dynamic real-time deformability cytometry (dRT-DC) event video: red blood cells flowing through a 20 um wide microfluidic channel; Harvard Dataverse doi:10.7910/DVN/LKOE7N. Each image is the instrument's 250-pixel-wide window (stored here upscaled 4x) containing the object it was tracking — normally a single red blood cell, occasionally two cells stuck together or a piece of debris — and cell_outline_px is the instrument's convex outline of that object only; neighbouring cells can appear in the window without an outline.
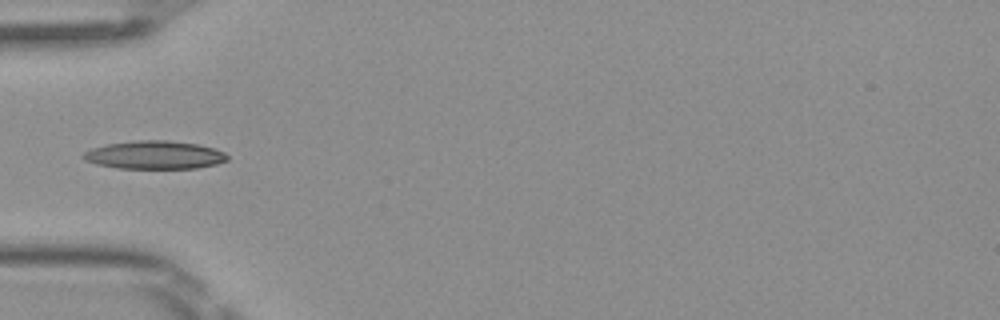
{"species": "Egyptian fruit bat (a non-hibernating species)", "species_latin": "Rousettus aegyptiacus", "temperature_condition": "room temperature", "stored_images_in_passage": 6, "camera_frame_rate_fps": 3000, "um_per_image_px": 0.085, "frame": {"image": 1, "passage_image": 4, "time_ms": 1.0, "image_size_px": [1000, 320], "cell_outline_px": [[228, 160], [216, 164], [196, 168], [116, 168], [96, 164], [84, 160], [80, 156], [84, 152], [92, 148], [108, 144], [136, 140], [168, 140], [196, 144], [212, 148], [224, 152], [228, 156]], "centroid_in_image_um": [13.11, 13.17], "position_along_channel_um": 71.9, "area_um2": 23.58}}
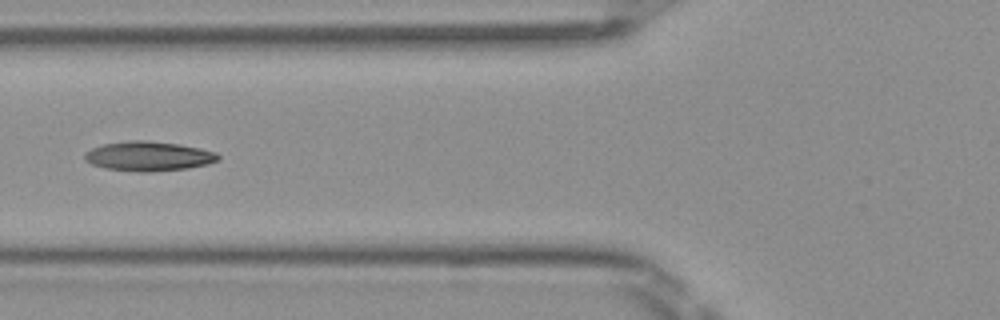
{"frame": {"image": 2, "passage_image": 5, "time_ms": 1.333, "image_size_px": [1000, 320], "cell_outline_px": [[220, 156], [216, 160], [208, 164], [188, 168], [148, 172], [140, 172], [108, 168], [92, 164], [84, 160], [84, 152], [92, 148], [104, 144], [128, 140], [148, 140], [180, 144], [200, 148], [216, 152]], "centroid_in_image_um": [12.62, 13.26], "position_along_channel_um": 113.2, "area_um2": 22.95}}
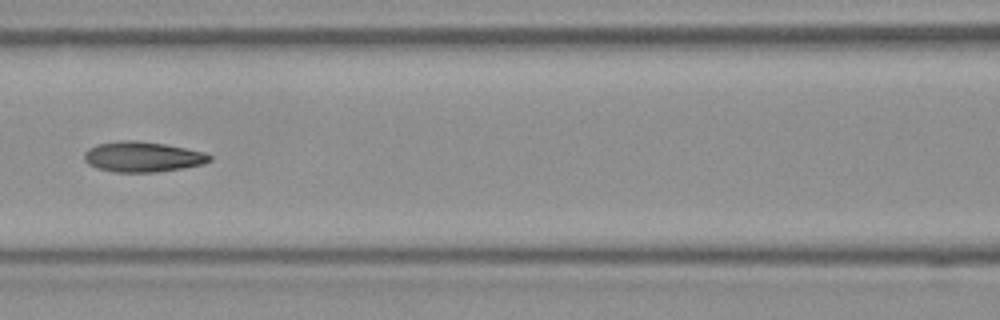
{"frame": {"image": 3, "passage_image": 6, "time_ms": 1.667, "image_size_px": [1000, 320], "cell_outline_px": [[212, 160], [204, 164], [184, 168], [156, 172], [116, 172], [96, 168], [88, 164], [84, 160], [84, 152], [88, 148], [96, 144], [120, 140], [140, 140], [164, 144], [204, 152], [212, 156]], "centroid_in_image_um": [12.1, 13.32], "position_along_channel_um": 154.5, "area_um2": 22.37}}